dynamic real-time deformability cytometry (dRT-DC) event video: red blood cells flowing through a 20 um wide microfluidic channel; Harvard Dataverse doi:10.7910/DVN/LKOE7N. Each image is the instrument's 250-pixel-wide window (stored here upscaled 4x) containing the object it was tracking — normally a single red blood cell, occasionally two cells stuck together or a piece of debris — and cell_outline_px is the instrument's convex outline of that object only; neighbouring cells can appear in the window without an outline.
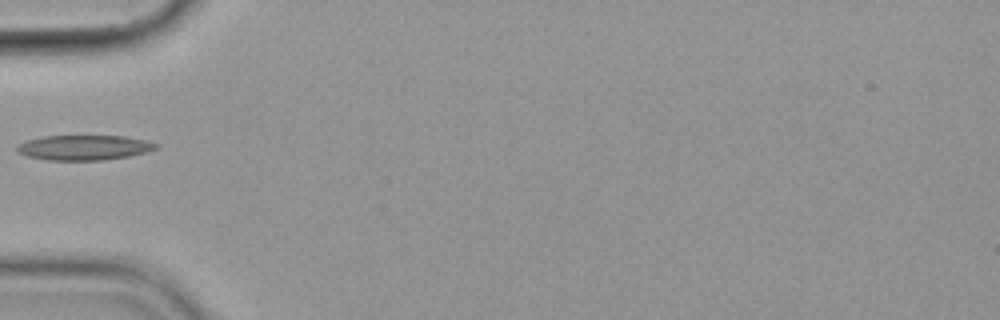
{"species": "common noctule bat (a hibernating species)", "species_latin": "Nyctalus noctula", "temperature_condition": "cold", "stored_images_in_passage": 38, "camera_frame_rate_fps": 3000, "um_per_image_px": 0.085, "animal": {"sex": "female", "body_mass_g": 19.9}, "frame": {"image": 1, "passage_image": 1, "time_ms": 0.0, "image_size_px": [1000, 320], "cell_outline_px": [[160, 144], [156, 148], [148, 152], [128, 156], [104, 160], [48, 160], [28, 156], [16, 152], [16, 144], [28, 140], [44, 136], [124, 136], [144, 140]], "centroid_in_image_um": [7.13, 12.54], "position_along_channel_um": 77.9, "area_um2": 20.23}}
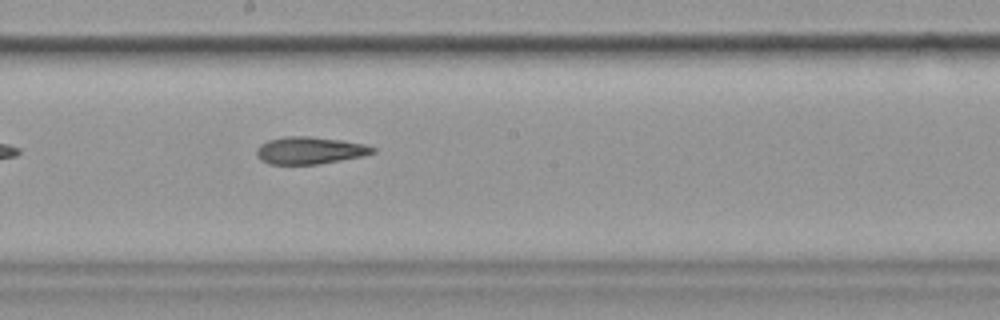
{"frame": {"image": 2, "passage_image": 13, "time_ms": 4.0, "image_size_px": [1000, 320], "cell_outline_px": [[376, 152], [364, 156], [316, 164], [268, 164], [260, 160], [256, 156], [256, 148], [260, 144], [268, 140], [284, 136], [308, 136], [340, 140], [364, 144], [376, 148]], "centroid_in_image_um": [26.3, 12.78], "position_along_channel_um": 221.9, "area_um2": 18.5}}
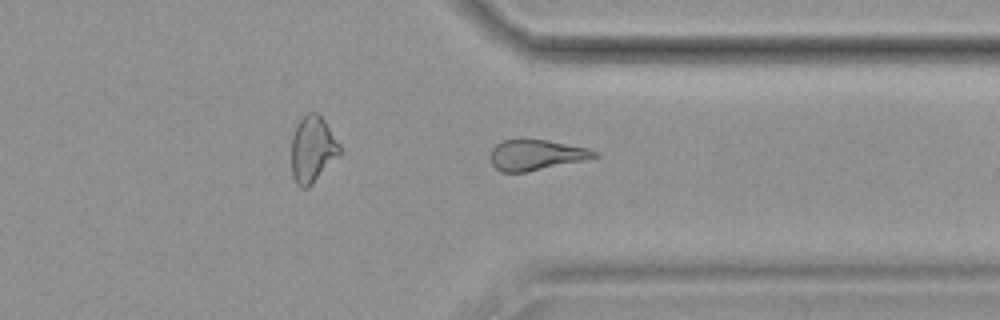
{"frame": {"image": 3, "passage_image": 25, "time_ms": 8.0, "image_size_px": [1000, 320], "cell_outline_px": [[600, 156], [584, 160], [528, 172], [500, 172], [492, 164], [492, 148], [500, 140], [548, 140], [588, 148], [600, 152]], "centroid_in_image_um": [45.61, 13.17], "position_along_channel_um": 365.8, "area_um2": 18.44}}